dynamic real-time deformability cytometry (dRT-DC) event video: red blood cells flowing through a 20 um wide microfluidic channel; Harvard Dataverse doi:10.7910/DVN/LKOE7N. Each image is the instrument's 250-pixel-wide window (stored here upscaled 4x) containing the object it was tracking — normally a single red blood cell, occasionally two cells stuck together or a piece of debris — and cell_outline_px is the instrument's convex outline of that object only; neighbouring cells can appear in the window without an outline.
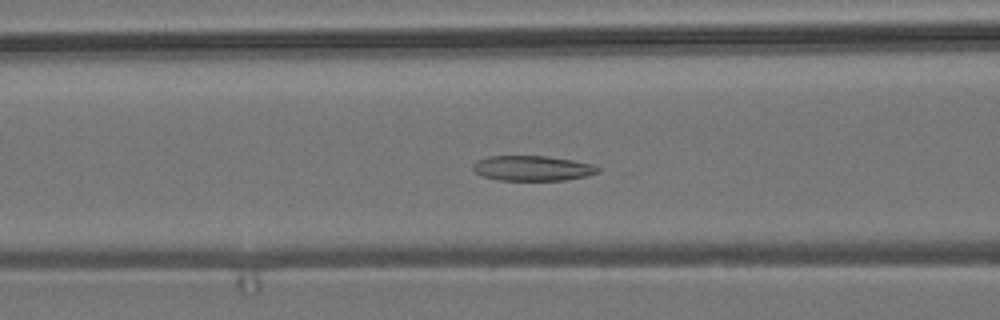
{"species": "common noctule bat (a hibernating species)", "species_latin": "Nyctalus noctula", "temperature_condition": "room temperature", "stored_images_in_passage": 51, "camera_frame_rate_fps": 3000, "um_per_image_px": 0.085, "animal": {"sex": "male", "body_mass_g": 19.2, "forearm_length_mm": 51.8}, "frame": {"image": 1, "passage_image": 23, "time_ms": 7.333, "image_size_px": [1000, 320], "cell_outline_px": [[600, 172], [588, 176], [564, 180], [496, 180], [484, 176], [476, 172], [472, 168], [472, 164], [476, 160], [488, 156], [548, 156], [572, 160], [592, 164], [600, 168]], "centroid_in_image_um": [45.26, 14.3], "position_along_channel_um": 121.3, "area_um2": 18.38}}
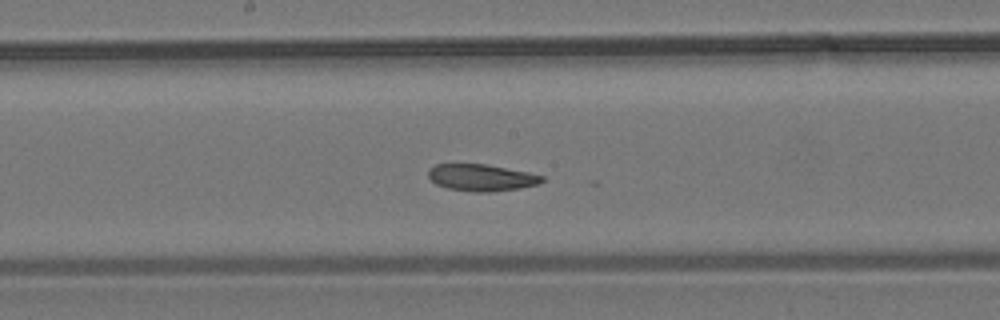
{"frame": {"image": 2, "passage_image": 30, "time_ms": 9.667, "image_size_px": [1000, 320], "cell_outline_px": [[544, 180], [540, 184], [520, 188], [492, 192], [472, 192], [448, 188], [436, 184], [428, 176], [428, 172], [436, 164], [488, 164], [528, 172], [544, 176]], "centroid_in_image_um": [40.96, 15.1], "position_along_channel_um": 207.2, "area_um2": 17.8}}
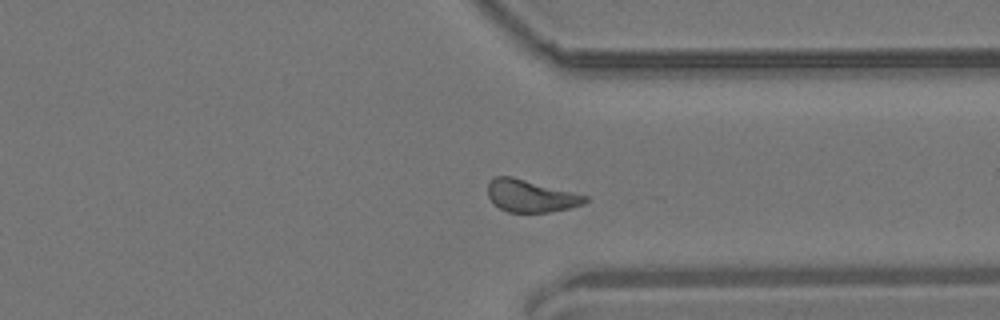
{"frame": {"image": 3, "passage_image": 43, "time_ms": 14.0, "image_size_px": [1000, 320], "cell_outline_px": [[588, 200], [584, 204], [568, 208], [548, 212], [508, 212], [492, 204], [488, 196], [488, 184], [492, 176], [512, 176], [588, 196]], "centroid_in_image_um": [45.07, 16.65], "position_along_channel_um": 366.3, "area_um2": 18.32}, "authors_computed_cell_mechanics": {"area_um2": 19.074, "velocity_mm_per_s": 3.6763, "shape_relaxation_time_tau1_ms": 4.5891, "shape_relaxation_time_tau2_ms": 8.2059, "deformation_change_tau1": 0.1019, "deformation_change_tau2": 0.1511}}